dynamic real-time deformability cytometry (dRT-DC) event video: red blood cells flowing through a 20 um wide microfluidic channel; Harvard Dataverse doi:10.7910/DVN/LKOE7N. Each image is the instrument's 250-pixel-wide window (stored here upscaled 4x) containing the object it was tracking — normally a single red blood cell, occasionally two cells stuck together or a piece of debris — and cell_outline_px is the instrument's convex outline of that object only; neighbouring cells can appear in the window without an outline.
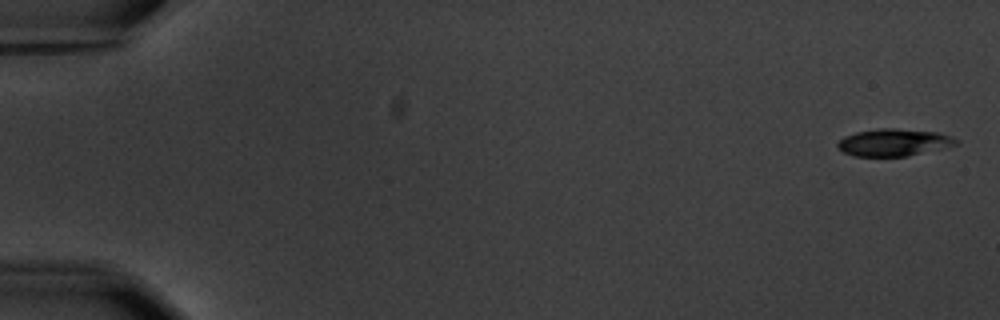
{"species": "common noctule bat (a hibernating species)", "species_latin": "Nyctalus noctula", "temperature_condition": "warm", "stored_images_in_passage": 6, "camera_frame_rate_fps": 3000, "um_per_image_px": 0.085, "animal": {"sex": "male", "body_mass_g": 20.1, "forearm_length_mm": 53.5}, "frame": {"image": 1, "passage_image": 1, "time_ms": 0.0, "image_size_px": [1000, 320], "cell_outline_px": [[960, 144], [944, 148], [908, 156], [852, 156], [844, 152], [836, 144], [844, 136], [856, 132], [880, 128], [892, 128], [936, 132], [952, 136], [960, 140]], "centroid_in_image_um": [76.02, 12.11], "position_along_channel_um": 9.0, "area_um2": 18.84}}